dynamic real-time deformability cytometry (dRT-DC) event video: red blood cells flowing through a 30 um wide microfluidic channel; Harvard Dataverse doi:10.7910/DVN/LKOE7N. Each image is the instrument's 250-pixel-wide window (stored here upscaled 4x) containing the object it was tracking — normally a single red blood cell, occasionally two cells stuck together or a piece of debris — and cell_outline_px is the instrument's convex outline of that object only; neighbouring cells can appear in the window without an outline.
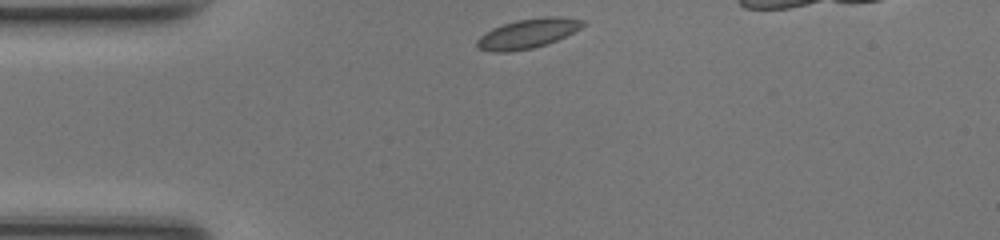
{"species": "common noctule bat (a hibernating species)", "species_latin": "Nyctalus noctula", "temperature_condition": "room temperature", "stored_images_in_passage": 30, "camera_frame_rate_fps": 3000, "um_per_image_px": 0.085, "animal": {"sex": "female", "body_mass_g": 17.0, "forearm_length_mm": 48.0}, "frame": {"image": 1, "passage_image": 1, "time_ms": 0.0, "image_size_px": [1000, 240], "cell_outline_px": [[584, 24], [580, 28], [548, 44], [532, 48], [508, 52], [492, 52], [476, 48], [476, 40], [484, 32], [492, 28], [516, 20], [544, 16], [560, 16], [584, 20]], "centroid_in_image_um": [44.81, 2.85], "position_along_channel_um": 40.2, "area_um2": 18.26}}
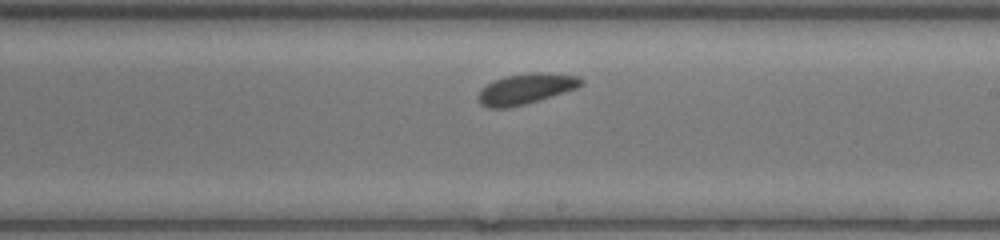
{"frame": {"image": 2, "passage_image": 18, "time_ms": 5.667, "image_size_px": [1000, 240], "cell_outline_px": [[584, 84], [576, 88], [524, 104], [504, 108], [488, 108], [480, 104], [476, 96], [492, 80], [504, 76], [532, 72], [548, 72], [580, 76], [584, 80]], "centroid_in_image_um": [44.7, 7.53], "position_along_channel_um": 244.3, "area_um2": 18.26}}
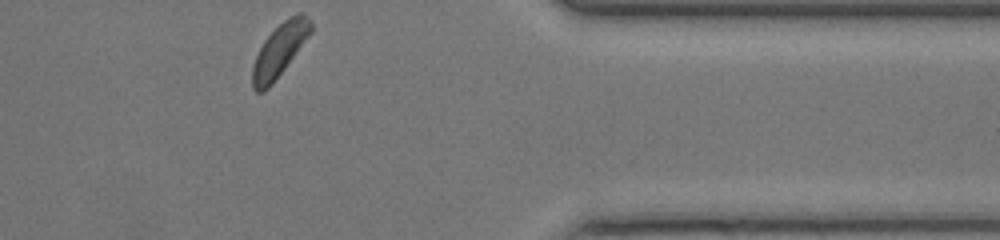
{"frame": {"image": 3, "passage_image": 30, "time_ms": 9.667, "image_size_px": [1000, 240], "cell_outline_px": [[312, 32], [272, 84], [264, 92], [256, 92], [252, 88], [252, 68], [256, 56], [264, 40], [288, 16], [296, 12], [304, 12], [312, 24]], "centroid_in_image_um": [23.77, 4.25], "position_along_channel_um": 387.6, "area_um2": 17.8}, "authors_computed_cell_mechanics": {"area_um2": 17.8602, "velocity_mm_per_s": 4.0957, "shape_relaxation_time_tau1_ms": null, "shape_relaxation_time_tau2_ms": 2.1745, "deformation_change_tau1": null, "deformation_change_tau2": 0.0618}}